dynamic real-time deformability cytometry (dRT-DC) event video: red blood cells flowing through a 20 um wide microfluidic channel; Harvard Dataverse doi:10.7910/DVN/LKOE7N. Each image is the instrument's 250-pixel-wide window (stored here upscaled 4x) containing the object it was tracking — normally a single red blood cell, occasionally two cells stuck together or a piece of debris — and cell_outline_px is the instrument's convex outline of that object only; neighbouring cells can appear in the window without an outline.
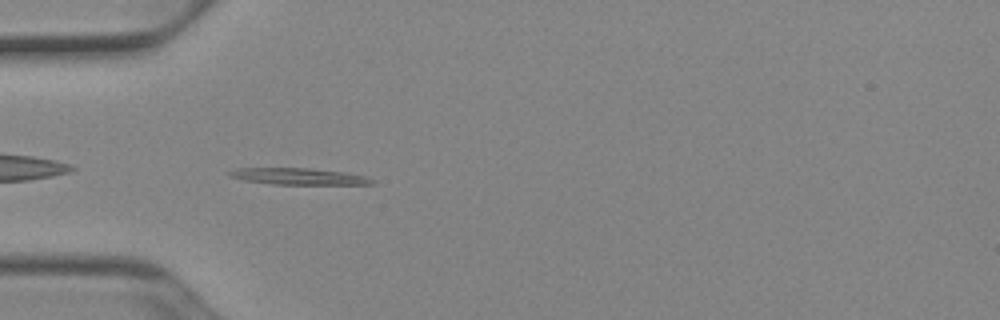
{"species": "Egyptian fruit bat (a non-hibernating species)", "species_latin": "Rousettus aegyptiacus", "temperature_condition": "cold", "stored_images_in_passage": 4, "camera_frame_rate_fps": 3000, "um_per_image_px": 0.085, "animal": {"sex": "female"}, "frame": {"image": 1, "passage_image": 2, "time_ms": 0.333, "image_size_px": [1000, 320], "cell_outline_px": [[376, 184], [272, 184], [244, 180], [228, 176], [224, 172], [236, 168], [308, 168], [344, 172], [368, 176], [376, 180]], "centroid_in_image_um": [25.38, 14.99], "position_along_channel_um": 59.6, "area_um2": 13.87}}